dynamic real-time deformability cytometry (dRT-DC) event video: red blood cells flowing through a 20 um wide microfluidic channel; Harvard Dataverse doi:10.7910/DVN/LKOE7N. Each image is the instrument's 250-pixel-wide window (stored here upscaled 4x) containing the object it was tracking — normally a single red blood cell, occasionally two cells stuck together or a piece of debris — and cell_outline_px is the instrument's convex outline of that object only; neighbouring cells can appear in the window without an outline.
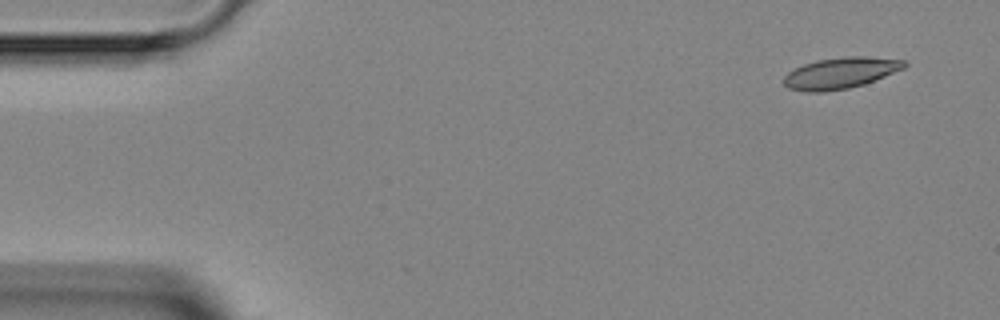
{"species": "Egyptian fruit bat (a non-hibernating species)", "species_latin": "Rousettus aegyptiacus", "temperature_condition": "room temperature", "stored_images_in_passage": 3, "camera_frame_rate_fps": 3000, "um_per_image_px": 0.085, "animal": {"sex": "female"}, "frame": {"image": 1, "passage_image": 1, "time_ms": 0.0, "image_size_px": [1000, 320], "cell_outline_px": [[908, 64], [904, 68], [864, 84], [848, 88], [824, 92], [804, 92], [788, 88], [784, 84], [784, 76], [788, 72], [804, 64], [816, 60], [844, 56], [864, 56], [904, 60]], "centroid_in_image_um": [71.42, 6.21], "position_along_channel_um": 13.6, "area_um2": 21.85}}
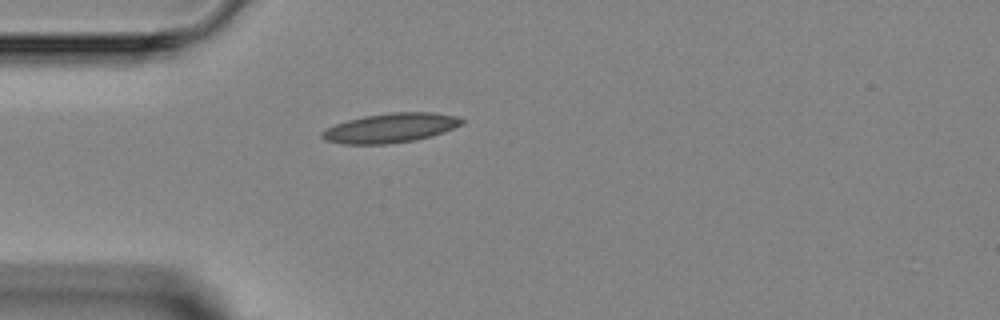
{"frame": {"image": 2, "passage_image": 3, "time_ms": 3.333, "image_size_px": [1000, 320], "cell_outline_px": [[464, 124], [444, 132], [432, 136], [416, 140], [388, 144], [340, 144], [324, 140], [320, 136], [320, 132], [336, 124], [348, 120], [364, 116], [392, 112], [432, 112], [456, 116], [464, 120]], "centroid_in_image_um": [33.2, 10.88], "position_along_channel_um": 51.8, "area_um2": 24.1}}